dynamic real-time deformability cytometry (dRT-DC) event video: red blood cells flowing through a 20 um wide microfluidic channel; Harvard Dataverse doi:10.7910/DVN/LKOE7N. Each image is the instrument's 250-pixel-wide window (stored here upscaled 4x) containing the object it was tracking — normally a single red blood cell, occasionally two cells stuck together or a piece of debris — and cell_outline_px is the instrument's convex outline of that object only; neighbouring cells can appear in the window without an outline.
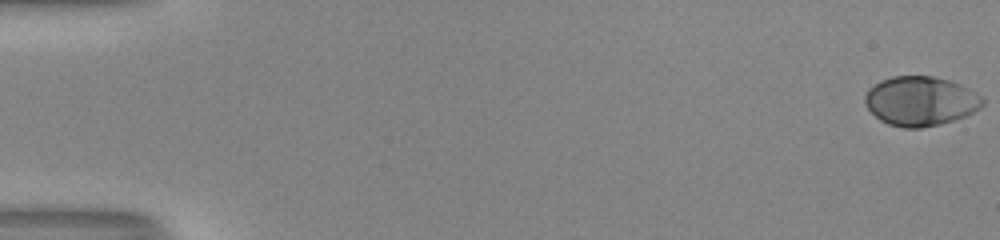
{"species": "human", "species_latin": "Homo sapiens", "temperature_condition": "room temperature", "stored_images_in_passage": 54, "camera_frame_rate_fps": 3000, "um_per_image_px": 0.085, "donor": {"sex": "male"}, "frame": {"image": 1, "passage_image": 1, "time_ms": 0.0, "image_size_px": [1000, 240], "cell_outline_px": [[984, 104], [980, 108], [964, 116], [940, 124], [920, 128], [904, 128], [888, 124], [880, 120], [868, 108], [864, 100], [864, 96], [868, 88], [880, 80], [892, 76], [932, 76], [952, 80], [976, 92], [984, 100]], "centroid_in_image_um": [78.23, 8.58], "position_along_channel_um": 6.8, "area_um2": 33.93}}
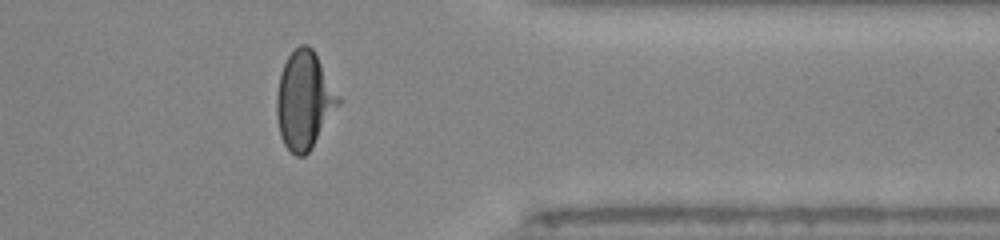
{"frame": {"image": 2, "passage_image": 44, "time_ms": 14.333, "image_size_px": [1000, 240], "cell_outline_px": [[340, 104], [312, 148], [304, 156], [296, 156], [284, 144], [280, 136], [276, 116], [276, 92], [280, 72], [288, 56], [300, 44], [308, 44], [312, 48], [340, 96]], "centroid_in_image_um": [25.85, 8.53], "position_along_channel_um": 385.6, "area_um2": 35.14}}
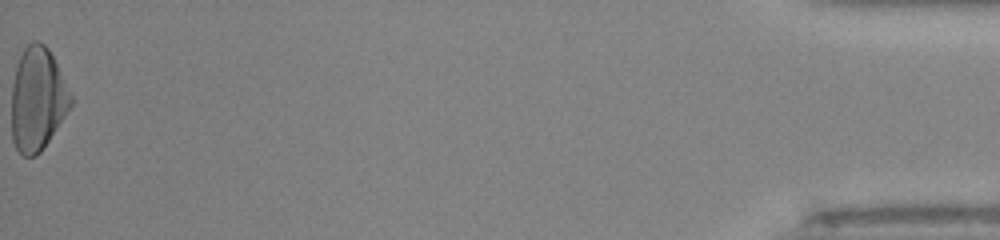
{"frame": {"image": 3, "passage_image": 54, "time_ms": 17.667, "image_size_px": [1000, 240], "cell_outline_px": [[72, 104], [40, 152], [36, 156], [24, 156], [16, 148], [12, 140], [12, 84], [16, 64], [24, 48], [32, 40], [36, 40], [44, 44], [48, 48], [72, 96]], "centroid_in_image_um": [3.16, 8.41], "position_along_channel_um": 432.0, "area_um2": 35.2}, "authors_computed_cell_mechanics": {"area_um2": 33.8997, "velocity_mm_per_s": 4.072, "shape_relaxation_time_tau1_ms": 3.9946, "shape_relaxation_time_tau2_ms": null, "deformation_change_tau1": 0.2003, "deformation_change_tau2": null}}